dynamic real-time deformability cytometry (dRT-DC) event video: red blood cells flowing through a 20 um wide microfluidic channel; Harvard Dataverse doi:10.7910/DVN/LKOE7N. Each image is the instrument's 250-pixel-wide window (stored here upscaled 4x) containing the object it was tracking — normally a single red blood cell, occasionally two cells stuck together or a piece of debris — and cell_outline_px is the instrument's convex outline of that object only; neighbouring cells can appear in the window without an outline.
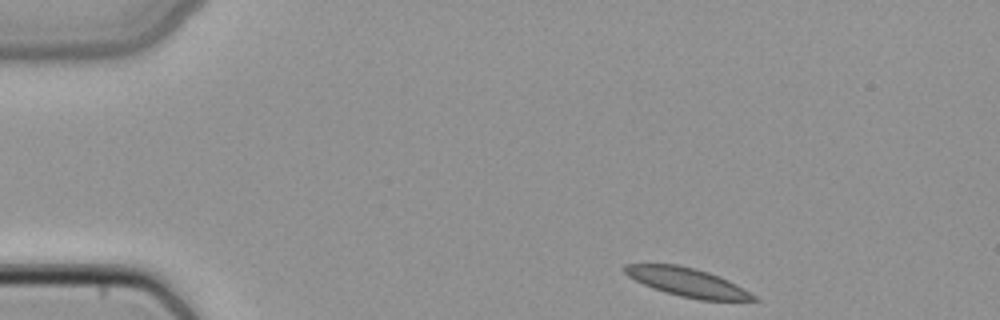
{"species": "common noctule bat (a hibernating species)", "species_latin": "Nyctalus noctula", "temperature_condition": "cold", "stored_images_in_passage": 3, "camera_frame_rate_fps": 3000, "um_per_image_px": 0.085, "animal": {"sex": "female", "body_mass_g": 22.7, "forearm_length_mm": 54.2}, "frame": {"image": 1, "passage_image": 1, "time_ms": 0.0, "image_size_px": [1000, 320], "cell_outline_px": [[760, 300], [700, 300], [680, 296], [664, 292], [652, 288], [628, 276], [624, 272], [624, 264], [676, 264], [696, 268], [708, 272], [728, 280], [744, 288], [756, 296]], "centroid_in_image_um": [58.43, 23.99], "position_along_channel_um": 26.6, "area_um2": 21.39}}